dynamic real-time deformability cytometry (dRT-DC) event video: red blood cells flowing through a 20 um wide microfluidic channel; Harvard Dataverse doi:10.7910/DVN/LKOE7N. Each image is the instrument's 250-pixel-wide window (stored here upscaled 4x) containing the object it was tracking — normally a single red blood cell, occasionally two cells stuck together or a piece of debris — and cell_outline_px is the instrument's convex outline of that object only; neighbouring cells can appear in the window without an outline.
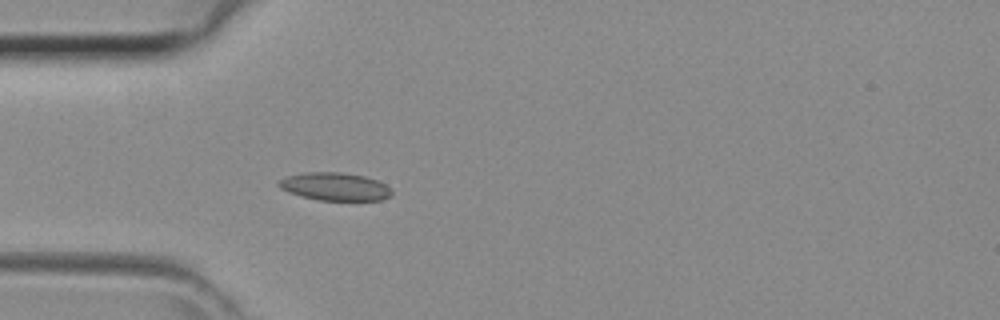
{"species": "common noctule bat (a hibernating species)", "species_latin": "Nyctalus noctula", "temperature_condition": "room temperature", "stored_images_in_passage": 38, "camera_frame_rate_fps": 3000, "um_per_image_px": 0.085, "animal": {"sex": "female", "body_mass_g": 29.2, "forearm_length_mm": 56.3}, "frame": {"image": 1, "passage_image": 7, "time_ms": 2.0, "image_size_px": [1000, 320], "cell_outline_px": [[392, 196], [380, 200], [320, 200], [300, 196], [288, 192], [280, 188], [276, 184], [280, 180], [288, 176], [304, 172], [340, 172], [364, 176], [376, 180], [392, 188]], "centroid_in_image_um": [28.47, 15.86], "position_along_channel_um": 56.5, "area_um2": 18.38}}
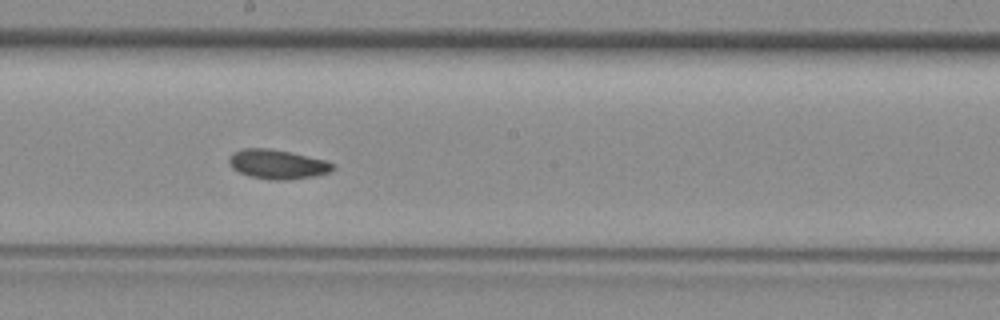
{"frame": {"image": 2, "passage_image": 18, "time_ms": 5.667, "image_size_px": [1000, 320], "cell_outline_px": [[336, 168], [332, 172], [316, 176], [292, 180], [268, 180], [252, 176], [240, 172], [232, 168], [228, 164], [228, 156], [232, 152], [244, 148], [268, 148], [292, 152], [324, 160], [332, 164]], "centroid_in_image_um": [23.58, 13.96], "position_along_channel_um": 224.6, "area_um2": 18.03}}
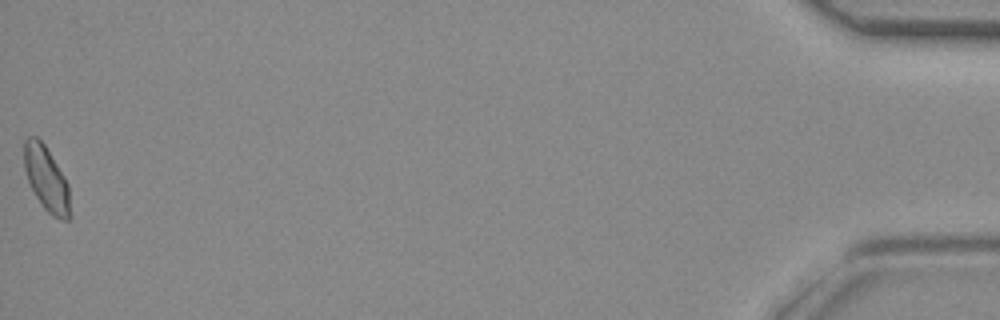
{"frame": {"image": 3, "passage_image": 38, "time_ms": 12.333, "image_size_px": [1000, 320], "cell_outline_px": [[72, 216], [68, 220], [60, 220], [52, 216], [44, 208], [36, 196], [28, 180], [24, 168], [24, 140], [28, 136], [36, 136], [44, 144], [64, 176], [68, 184]], "centroid_in_image_um": [3.97, 15.23], "position_along_channel_um": 431.2, "area_um2": 17.4}}